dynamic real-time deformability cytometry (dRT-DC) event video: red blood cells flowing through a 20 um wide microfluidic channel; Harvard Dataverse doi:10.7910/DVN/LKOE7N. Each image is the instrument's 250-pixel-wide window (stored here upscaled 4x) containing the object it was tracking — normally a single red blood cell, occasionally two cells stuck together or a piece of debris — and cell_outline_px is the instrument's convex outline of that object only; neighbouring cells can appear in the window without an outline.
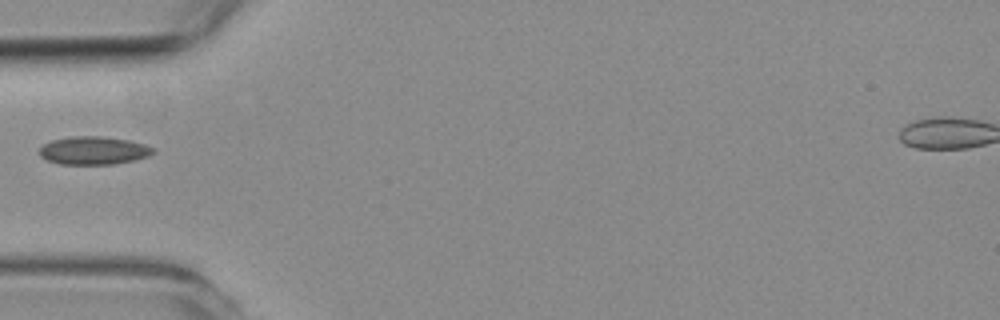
{"species": "common noctule bat (a hibernating species)", "species_latin": "Nyctalus noctula", "temperature_condition": "room temperature", "stored_images_in_passage": 3, "camera_frame_rate_fps": 3000, "um_per_image_px": 0.085, "animal": {"sex": "female", "body_mass_g": 19.3, "forearm_length_mm": 54.1}, "frame": {"image": 1, "passage_image": 1, "time_ms": 0.0, "image_size_px": [1000, 320], "cell_outline_px": [[156, 152], [148, 156], [132, 160], [112, 164], [60, 164], [48, 160], [40, 156], [40, 148], [44, 144], [52, 140], [72, 136], [100, 136], [128, 140], [144, 144], [156, 148]], "centroid_in_image_um": [7.97, 12.79], "position_along_channel_um": 77.0, "area_um2": 18.5}}